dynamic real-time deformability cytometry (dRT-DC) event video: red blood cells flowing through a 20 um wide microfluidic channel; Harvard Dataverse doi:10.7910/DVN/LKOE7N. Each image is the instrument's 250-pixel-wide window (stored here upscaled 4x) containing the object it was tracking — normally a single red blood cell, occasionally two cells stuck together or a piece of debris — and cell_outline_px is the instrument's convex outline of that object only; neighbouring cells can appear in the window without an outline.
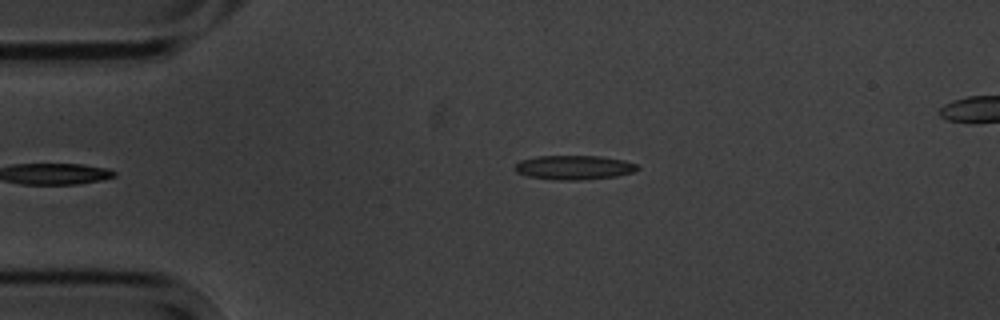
{"species": "common noctule bat (a hibernating species)", "species_latin": "Nyctalus noctula", "temperature_condition": "cold", "stored_images_in_passage": 6, "camera_frame_rate_fps": 3000, "um_per_image_px": 0.085, "animal": {"sex": "male", "body_mass_g": 20.1, "forearm_length_mm": 53.5}, "frame": {"image": 1, "passage_image": 6, "time_ms": 5.667, "image_size_px": [1000, 320], "cell_outline_px": [[640, 168], [632, 172], [616, 176], [580, 180], [556, 180], [528, 176], [516, 172], [512, 168], [520, 160], [536, 156], [600, 156], [624, 160], [636, 164]], "centroid_in_image_um": [48.76, 14.23], "position_along_channel_um": 36.2, "area_um2": 17.34}}